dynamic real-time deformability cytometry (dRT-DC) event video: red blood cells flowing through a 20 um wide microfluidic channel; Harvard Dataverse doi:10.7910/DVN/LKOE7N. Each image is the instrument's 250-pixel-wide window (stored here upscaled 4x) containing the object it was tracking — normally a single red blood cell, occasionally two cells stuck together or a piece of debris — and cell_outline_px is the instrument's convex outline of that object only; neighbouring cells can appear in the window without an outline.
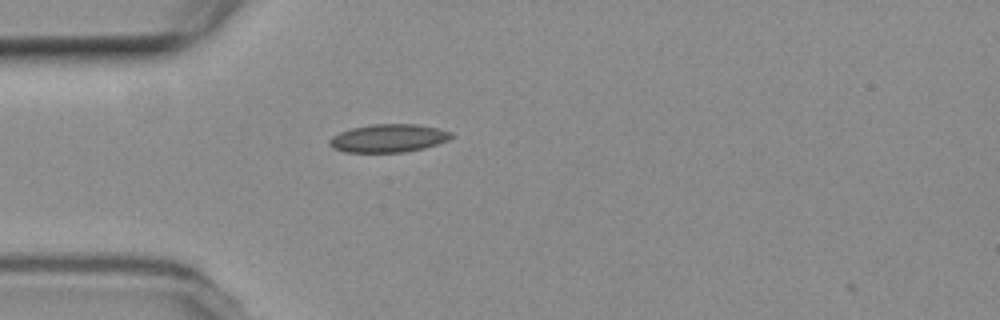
{"species": "common noctule bat (a hibernating species)", "species_latin": "Nyctalus noctula", "temperature_condition": "room temperature", "stored_images_in_passage": 2, "camera_frame_rate_fps": 3000, "um_per_image_px": 0.085, "animal": {"sex": "female", "body_mass_g": 19.3, "forearm_length_mm": 54.1}, "frame": {"image": 1, "passage_image": 1, "time_ms": 0.0, "image_size_px": [1000, 320], "cell_outline_px": [[452, 136], [448, 140], [424, 148], [404, 152], [344, 152], [332, 148], [328, 144], [328, 140], [332, 136], [340, 132], [352, 128], [372, 124], [416, 124], [440, 128], [452, 132]], "centroid_in_image_um": [33.0, 11.74], "position_along_channel_um": 52.0, "area_um2": 20.0}}